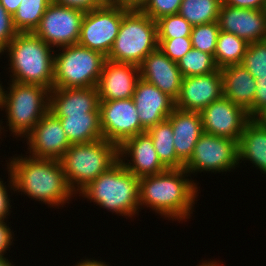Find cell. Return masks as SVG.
<instances>
[{"label":"cell","instance_id":"cell-1","mask_svg":"<svg viewBox=\"0 0 266 266\" xmlns=\"http://www.w3.org/2000/svg\"><path fill=\"white\" fill-rule=\"evenodd\" d=\"M7 164L9 187L13 191H22L29 198L52 207L69 203L75 194L67 183L60 160L19 156Z\"/></svg>","mask_w":266,"mask_h":266},{"label":"cell","instance_id":"cell-2","mask_svg":"<svg viewBox=\"0 0 266 266\" xmlns=\"http://www.w3.org/2000/svg\"><path fill=\"white\" fill-rule=\"evenodd\" d=\"M187 174L189 175L184 168L167 169L162 173L140 178L139 205L150 207L168 219H188L193 213L198 188L193 180L185 178L188 177Z\"/></svg>","mask_w":266,"mask_h":266},{"label":"cell","instance_id":"cell-3","mask_svg":"<svg viewBox=\"0 0 266 266\" xmlns=\"http://www.w3.org/2000/svg\"><path fill=\"white\" fill-rule=\"evenodd\" d=\"M52 47L33 32L18 33L6 46L9 52V68L12 81L23 84H37L53 88L54 53Z\"/></svg>","mask_w":266,"mask_h":266},{"label":"cell","instance_id":"cell-4","mask_svg":"<svg viewBox=\"0 0 266 266\" xmlns=\"http://www.w3.org/2000/svg\"><path fill=\"white\" fill-rule=\"evenodd\" d=\"M139 178L119 160L109 170L90 182L81 193L97 205L116 214L132 217L138 214Z\"/></svg>","mask_w":266,"mask_h":266},{"label":"cell","instance_id":"cell-5","mask_svg":"<svg viewBox=\"0 0 266 266\" xmlns=\"http://www.w3.org/2000/svg\"><path fill=\"white\" fill-rule=\"evenodd\" d=\"M118 161L119 146L103 138L71 144L60 159L67 183L74 193L80 192Z\"/></svg>","mask_w":266,"mask_h":266},{"label":"cell","instance_id":"cell-6","mask_svg":"<svg viewBox=\"0 0 266 266\" xmlns=\"http://www.w3.org/2000/svg\"><path fill=\"white\" fill-rule=\"evenodd\" d=\"M157 48V22L140 9H129L122 18L118 35L106 59L139 67L144 58Z\"/></svg>","mask_w":266,"mask_h":266},{"label":"cell","instance_id":"cell-7","mask_svg":"<svg viewBox=\"0 0 266 266\" xmlns=\"http://www.w3.org/2000/svg\"><path fill=\"white\" fill-rule=\"evenodd\" d=\"M11 82L9 91L3 88L1 107L5 108L9 130L22 137L49 111L50 90L42 85Z\"/></svg>","mask_w":266,"mask_h":266},{"label":"cell","instance_id":"cell-8","mask_svg":"<svg viewBox=\"0 0 266 266\" xmlns=\"http://www.w3.org/2000/svg\"><path fill=\"white\" fill-rule=\"evenodd\" d=\"M54 55L53 88L97 87L106 56L79 44Z\"/></svg>","mask_w":266,"mask_h":266},{"label":"cell","instance_id":"cell-9","mask_svg":"<svg viewBox=\"0 0 266 266\" xmlns=\"http://www.w3.org/2000/svg\"><path fill=\"white\" fill-rule=\"evenodd\" d=\"M128 8L110 3L86 11L81 23L78 44L108 56Z\"/></svg>","mask_w":266,"mask_h":266},{"label":"cell","instance_id":"cell-10","mask_svg":"<svg viewBox=\"0 0 266 266\" xmlns=\"http://www.w3.org/2000/svg\"><path fill=\"white\" fill-rule=\"evenodd\" d=\"M84 14L83 10L52 1L33 33L50 47H59V50L78 44Z\"/></svg>","mask_w":266,"mask_h":266},{"label":"cell","instance_id":"cell-11","mask_svg":"<svg viewBox=\"0 0 266 266\" xmlns=\"http://www.w3.org/2000/svg\"><path fill=\"white\" fill-rule=\"evenodd\" d=\"M238 164L237 141L203 132L184 169L189 174L199 171L219 173L231 171Z\"/></svg>","mask_w":266,"mask_h":266},{"label":"cell","instance_id":"cell-12","mask_svg":"<svg viewBox=\"0 0 266 266\" xmlns=\"http://www.w3.org/2000/svg\"><path fill=\"white\" fill-rule=\"evenodd\" d=\"M100 127L103 139L120 146L125 140L146 132L132 98L100 101Z\"/></svg>","mask_w":266,"mask_h":266},{"label":"cell","instance_id":"cell-13","mask_svg":"<svg viewBox=\"0 0 266 266\" xmlns=\"http://www.w3.org/2000/svg\"><path fill=\"white\" fill-rule=\"evenodd\" d=\"M203 132L239 142L251 119L247 111L226 97L213 101L200 112Z\"/></svg>","mask_w":266,"mask_h":266},{"label":"cell","instance_id":"cell-14","mask_svg":"<svg viewBox=\"0 0 266 266\" xmlns=\"http://www.w3.org/2000/svg\"><path fill=\"white\" fill-rule=\"evenodd\" d=\"M223 96L222 74L221 69H218L205 75L183 77L175 107L200 113Z\"/></svg>","mask_w":266,"mask_h":266},{"label":"cell","instance_id":"cell-15","mask_svg":"<svg viewBox=\"0 0 266 266\" xmlns=\"http://www.w3.org/2000/svg\"><path fill=\"white\" fill-rule=\"evenodd\" d=\"M24 137L28 139L29 156L36 158L60 160L71 146L59 118L50 111Z\"/></svg>","mask_w":266,"mask_h":266},{"label":"cell","instance_id":"cell-16","mask_svg":"<svg viewBox=\"0 0 266 266\" xmlns=\"http://www.w3.org/2000/svg\"><path fill=\"white\" fill-rule=\"evenodd\" d=\"M218 25L221 31L232 33L248 44L266 40V10L245 9L222 3Z\"/></svg>","mask_w":266,"mask_h":266},{"label":"cell","instance_id":"cell-17","mask_svg":"<svg viewBox=\"0 0 266 266\" xmlns=\"http://www.w3.org/2000/svg\"><path fill=\"white\" fill-rule=\"evenodd\" d=\"M132 99L145 131L166 120L175 108V101L171 97L141 77L136 83Z\"/></svg>","mask_w":266,"mask_h":266},{"label":"cell","instance_id":"cell-18","mask_svg":"<svg viewBox=\"0 0 266 266\" xmlns=\"http://www.w3.org/2000/svg\"><path fill=\"white\" fill-rule=\"evenodd\" d=\"M127 155L132 159L128 160L129 163L124 160ZM119 160L128 171L139 179L167 170L159 160L151 136L147 132L139 133L125 140L119 146Z\"/></svg>","mask_w":266,"mask_h":266},{"label":"cell","instance_id":"cell-19","mask_svg":"<svg viewBox=\"0 0 266 266\" xmlns=\"http://www.w3.org/2000/svg\"><path fill=\"white\" fill-rule=\"evenodd\" d=\"M139 78L138 66L106 60L97 86L99 101L132 98Z\"/></svg>","mask_w":266,"mask_h":266},{"label":"cell","instance_id":"cell-20","mask_svg":"<svg viewBox=\"0 0 266 266\" xmlns=\"http://www.w3.org/2000/svg\"><path fill=\"white\" fill-rule=\"evenodd\" d=\"M140 77L158 87L174 101L178 98L183 76L177 66L158 47L139 66Z\"/></svg>","mask_w":266,"mask_h":266},{"label":"cell","instance_id":"cell-21","mask_svg":"<svg viewBox=\"0 0 266 266\" xmlns=\"http://www.w3.org/2000/svg\"><path fill=\"white\" fill-rule=\"evenodd\" d=\"M167 120L172 125L176 155L185 165L203 133L201 115L199 112L185 111L175 107Z\"/></svg>","mask_w":266,"mask_h":266},{"label":"cell","instance_id":"cell-22","mask_svg":"<svg viewBox=\"0 0 266 266\" xmlns=\"http://www.w3.org/2000/svg\"><path fill=\"white\" fill-rule=\"evenodd\" d=\"M97 87L52 88L49 93V111L52 114H84L100 112Z\"/></svg>","mask_w":266,"mask_h":266},{"label":"cell","instance_id":"cell-23","mask_svg":"<svg viewBox=\"0 0 266 266\" xmlns=\"http://www.w3.org/2000/svg\"><path fill=\"white\" fill-rule=\"evenodd\" d=\"M224 97L244 108L253 105L256 91V79L241 64L221 68Z\"/></svg>","mask_w":266,"mask_h":266},{"label":"cell","instance_id":"cell-24","mask_svg":"<svg viewBox=\"0 0 266 266\" xmlns=\"http://www.w3.org/2000/svg\"><path fill=\"white\" fill-rule=\"evenodd\" d=\"M53 115L59 118L70 144L89 143L103 138L100 112Z\"/></svg>","mask_w":266,"mask_h":266},{"label":"cell","instance_id":"cell-25","mask_svg":"<svg viewBox=\"0 0 266 266\" xmlns=\"http://www.w3.org/2000/svg\"><path fill=\"white\" fill-rule=\"evenodd\" d=\"M249 160L266 174V128L251 118L238 142V161Z\"/></svg>","mask_w":266,"mask_h":266},{"label":"cell","instance_id":"cell-26","mask_svg":"<svg viewBox=\"0 0 266 266\" xmlns=\"http://www.w3.org/2000/svg\"><path fill=\"white\" fill-rule=\"evenodd\" d=\"M146 132L151 136L159 160L167 169L184 168V164L176 155L172 125L167 119Z\"/></svg>","mask_w":266,"mask_h":266},{"label":"cell","instance_id":"cell-27","mask_svg":"<svg viewBox=\"0 0 266 266\" xmlns=\"http://www.w3.org/2000/svg\"><path fill=\"white\" fill-rule=\"evenodd\" d=\"M248 43L238 36L220 30L214 53L216 66L221 69L229 65L241 64Z\"/></svg>","mask_w":266,"mask_h":266},{"label":"cell","instance_id":"cell-28","mask_svg":"<svg viewBox=\"0 0 266 266\" xmlns=\"http://www.w3.org/2000/svg\"><path fill=\"white\" fill-rule=\"evenodd\" d=\"M222 0H182L178 14L192 26L218 21Z\"/></svg>","mask_w":266,"mask_h":266},{"label":"cell","instance_id":"cell-29","mask_svg":"<svg viewBox=\"0 0 266 266\" xmlns=\"http://www.w3.org/2000/svg\"><path fill=\"white\" fill-rule=\"evenodd\" d=\"M51 2L52 0H22L12 16L17 32H34Z\"/></svg>","mask_w":266,"mask_h":266},{"label":"cell","instance_id":"cell-30","mask_svg":"<svg viewBox=\"0 0 266 266\" xmlns=\"http://www.w3.org/2000/svg\"><path fill=\"white\" fill-rule=\"evenodd\" d=\"M177 66L183 77L205 75L219 69L213 55L194 48L177 61Z\"/></svg>","mask_w":266,"mask_h":266},{"label":"cell","instance_id":"cell-31","mask_svg":"<svg viewBox=\"0 0 266 266\" xmlns=\"http://www.w3.org/2000/svg\"><path fill=\"white\" fill-rule=\"evenodd\" d=\"M220 33L218 22L194 25L191 32L192 48L214 56Z\"/></svg>","mask_w":266,"mask_h":266},{"label":"cell","instance_id":"cell-32","mask_svg":"<svg viewBox=\"0 0 266 266\" xmlns=\"http://www.w3.org/2000/svg\"><path fill=\"white\" fill-rule=\"evenodd\" d=\"M156 22L158 39L190 37L192 32L193 26L179 14L164 16Z\"/></svg>","mask_w":266,"mask_h":266},{"label":"cell","instance_id":"cell-33","mask_svg":"<svg viewBox=\"0 0 266 266\" xmlns=\"http://www.w3.org/2000/svg\"><path fill=\"white\" fill-rule=\"evenodd\" d=\"M241 65L255 79L258 77H266V40L249 43Z\"/></svg>","mask_w":266,"mask_h":266},{"label":"cell","instance_id":"cell-34","mask_svg":"<svg viewBox=\"0 0 266 266\" xmlns=\"http://www.w3.org/2000/svg\"><path fill=\"white\" fill-rule=\"evenodd\" d=\"M182 0H146L140 10L157 21L168 15L178 14Z\"/></svg>","mask_w":266,"mask_h":266},{"label":"cell","instance_id":"cell-35","mask_svg":"<svg viewBox=\"0 0 266 266\" xmlns=\"http://www.w3.org/2000/svg\"><path fill=\"white\" fill-rule=\"evenodd\" d=\"M158 47L172 61L177 62L192 49L191 37L158 39Z\"/></svg>","mask_w":266,"mask_h":266},{"label":"cell","instance_id":"cell-36","mask_svg":"<svg viewBox=\"0 0 266 266\" xmlns=\"http://www.w3.org/2000/svg\"><path fill=\"white\" fill-rule=\"evenodd\" d=\"M17 34L12 15L0 3V54Z\"/></svg>","mask_w":266,"mask_h":266},{"label":"cell","instance_id":"cell-37","mask_svg":"<svg viewBox=\"0 0 266 266\" xmlns=\"http://www.w3.org/2000/svg\"><path fill=\"white\" fill-rule=\"evenodd\" d=\"M266 108V77L256 78V91L253 105L247 110L250 118H255Z\"/></svg>","mask_w":266,"mask_h":266},{"label":"cell","instance_id":"cell-38","mask_svg":"<svg viewBox=\"0 0 266 266\" xmlns=\"http://www.w3.org/2000/svg\"><path fill=\"white\" fill-rule=\"evenodd\" d=\"M52 1L59 5L78 8L85 12L98 8L104 4L101 0H52Z\"/></svg>","mask_w":266,"mask_h":266},{"label":"cell","instance_id":"cell-39","mask_svg":"<svg viewBox=\"0 0 266 266\" xmlns=\"http://www.w3.org/2000/svg\"><path fill=\"white\" fill-rule=\"evenodd\" d=\"M224 5L245 9H266V0H222Z\"/></svg>","mask_w":266,"mask_h":266},{"label":"cell","instance_id":"cell-40","mask_svg":"<svg viewBox=\"0 0 266 266\" xmlns=\"http://www.w3.org/2000/svg\"><path fill=\"white\" fill-rule=\"evenodd\" d=\"M6 224L4 220H0V257H3L13 241V233Z\"/></svg>","mask_w":266,"mask_h":266},{"label":"cell","instance_id":"cell-41","mask_svg":"<svg viewBox=\"0 0 266 266\" xmlns=\"http://www.w3.org/2000/svg\"><path fill=\"white\" fill-rule=\"evenodd\" d=\"M5 183L0 178V220H4L9 215V209H11L10 199L8 198V190L6 189Z\"/></svg>","mask_w":266,"mask_h":266},{"label":"cell","instance_id":"cell-42","mask_svg":"<svg viewBox=\"0 0 266 266\" xmlns=\"http://www.w3.org/2000/svg\"><path fill=\"white\" fill-rule=\"evenodd\" d=\"M146 0H113L110 4L128 9H140Z\"/></svg>","mask_w":266,"mask_h":266},{"label":"cell","instance_id":"cell-43","mask_svg":"<svg viewBox=\"0 0 266 266\" xmlns=\"http://www.w3.org/2000/svg\"><path fill=\"white\" fill-rule=\"evenodd\" d=\"M22 0H0L1 5L10 15H14Z\"/></svg>","mask_w":266,"mask_h":266},{"label":"cell","instance_id":"cell-44","mask_svg":"<svg viewBox=\"0 0 266 266\" xmlns=\"http://www.w3.org/2000/svg\"><path fill=\"white\" fill-rule=\"evenodd\" d=\"M75 266H109L106 264V262H101L97 260H91V259H86L83 260L82 262L77 263Z\"/></svg>","mask_w":266,"mask_h":266},{"label":"cell","instance_id":"cell-45","mask_svg":"<svg viewBox=\"0 0 266 266\" xmlns=\"http://www.w3.org/2000/svg\"><path fill=\"white\" fill-rule=\"evenodd\" d=\"M254 119L258 123H260L264 128H266V108L261 111Z\"/></svg>","mask_w":266,"mask_h":266},{"label":"cell","instance_id":"cell-46","mask_svg":"<svg viewBox=\"0 0 266 266\" xmlns=\"http://www.w3.org/2000/svg\"><path fill=\"white\" fill-rule=\"evenodd\" d=\"M0 266H14L9 262L8 259H6L4 256L0 257Z\"/></svg>","mask_w":266,"mask_h":266},{"label":"cell","instance_id":"cell-47","mask_svg":"<svg viewBox=\"0 0 266 266\" xmlns=\"http://www.w3.org/2000/svg\"><path fill=\"white\" fill-rule=\"evenodd\" d=\"M199 266H222L220 263L218 264L217 261H204V263L202 262V264H200Z\"/></svg>","mask_w":266,"mask_h":266},{"label":"cell","instance_id":"cell-48","mask_svg":"<svg viewBox=\"0 0 266 266\" xmlns=\"http://www.w3.org/2000/svg\"><path fill=\"white\" fill-rule=\"evenodd\" d=\"M2 95H3V86L0 84V103L2 101Z\"/></svg>","mask_w":266,"mask_h":266},{"label":"cell","instance_id":"cell-49","mask_svg":"<svg viewBox=\"0 0 266 266\" xmlns=\"http://www.w3.org/2000/svg\"><path fill=\"white\" fill-rule=\"evenodd\" d=\"M103 3H111L113 0H101Z\"/></svg>","mask_w":266,"mask_h":266},{"label":"cell","instance_id":"cell-50","mask_svg":"<svg viewBox=\"0 0 266 266\" xmlns=\"http://www.w3.org/2000/svg\"><path fill=\"white\" fill-rule=\"evenodd\" d=\"M0 109H2V107H1V103H0ZM1 124V123H0ZM2 130V128H1V125H0V131ZM1 133V132H0Z\"/></svg>","mask_w":266,"mask_h":266}]
</instances>
